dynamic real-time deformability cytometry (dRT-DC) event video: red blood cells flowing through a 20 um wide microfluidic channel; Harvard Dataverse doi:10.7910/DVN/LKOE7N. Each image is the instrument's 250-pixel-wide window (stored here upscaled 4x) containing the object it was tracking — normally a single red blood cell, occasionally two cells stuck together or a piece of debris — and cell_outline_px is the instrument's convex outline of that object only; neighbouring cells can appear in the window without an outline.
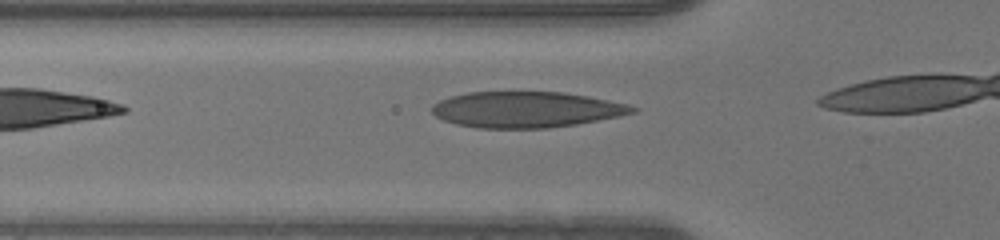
{"species": "human", "species_latin": "Homo sapiens", "temperature_condition": "warm", "stored_images_in_passage": 4, "camera_frame_rate_fps": 3000, "um_per_image_px": 0.085, "donor": {"sex": "male"}, "frame": {"image": 1, "passage_image": 2, "time_ms": 0.333, "image_size_px": [1000, 240], "cell_outline_px": [[640, 108], [636, 112], [620, 116], [576, 124], [548, 128], [476, 128], [456, 124], [444, 120], [436, 116], [432, 112], [432, 104], [448, 96], [468, 92], [560, 92], [588, 96], [628, 104]], "centroid_in_image_um": [44.72, 9.31], "position_along_channel_um": 81.1, "area_um2": 42.08}}